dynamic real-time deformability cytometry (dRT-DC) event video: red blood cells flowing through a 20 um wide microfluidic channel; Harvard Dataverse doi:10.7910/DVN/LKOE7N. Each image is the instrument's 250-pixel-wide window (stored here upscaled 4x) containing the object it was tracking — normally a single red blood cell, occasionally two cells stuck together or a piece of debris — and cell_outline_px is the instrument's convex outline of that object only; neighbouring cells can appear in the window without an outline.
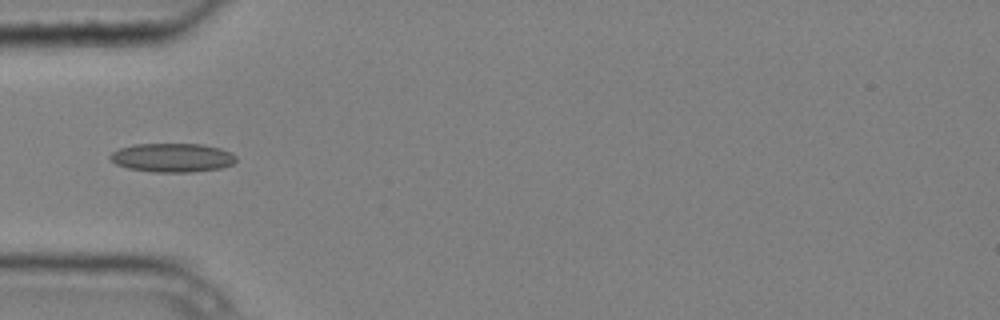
{"species": "common noctule bat (a hibernating species)", "species_latin": "Nyctalus noctula", "temperature_condition": "cold", "stored_images_in_passage": 5, "camera_frame_rate_fps": 3000, "um_per_image_px": 0.085, "animal": {"sex": "male", "body_mass_g": 20.4}, "frame": {"image": 1, "passage_image": 5, "time_ms": 1.333, "image_size_px": [1000, 320], "cell_outline_px": [[236, 160], [232, 164], [220, 168], [192, 172], [152, 172], [128, 168], [116, 164], [108, 156], [112, 152], [120, 148], [136, 144], [204, 144], [220, 148], [232, 152], [236, 156]], "centroid_in_image_um": [14.66, 13.4], "position_along_channel_um": 70.3, "area_um2": 21.21}}